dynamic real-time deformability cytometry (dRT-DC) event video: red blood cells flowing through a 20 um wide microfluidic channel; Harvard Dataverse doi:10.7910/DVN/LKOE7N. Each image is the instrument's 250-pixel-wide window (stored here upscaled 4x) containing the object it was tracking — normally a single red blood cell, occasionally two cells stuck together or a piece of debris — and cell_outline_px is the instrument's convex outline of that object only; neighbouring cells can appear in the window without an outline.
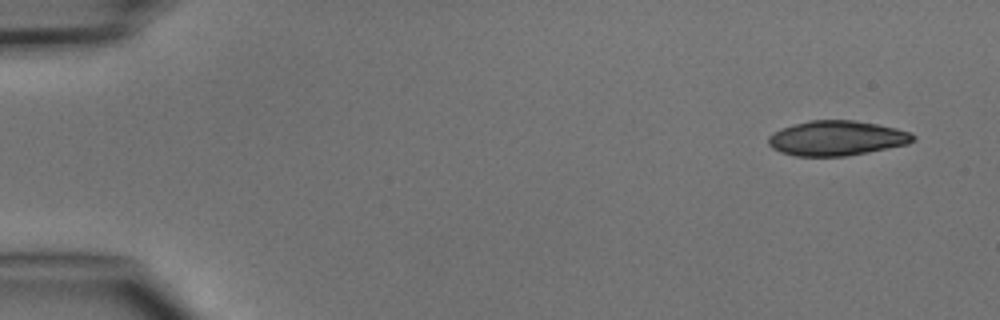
{"species": "common noctule bat (a hibernating species)", "species_latin": "Nyctalus noctula", "temperature_condition": "cold", "stored_images_in_passage": 4, "camera_frame_rate_fps": 3000, "um_per_image_px": 0.085, "animal": {"sex": "male", "body_mass_g": 15.6}, "frame": {"image": 1, "passage_image": 1, "time_ms": 0.0, "image_size_px": [1000, 320], "cell_outline_px": [[916, 140], [908, 144], [844, 156], [796, 156], [780, 152], [772, 148], [768, 144], [768, 136], [772, 132], [780, 128], [808, 120], [852, 120], [876, 124], [896, 128], [912, 132], [916, 136]], "centroid_in_image_um": [71.1, 11.74], "position_along_channel_um": 13.9, "area_um2": 29.48}}